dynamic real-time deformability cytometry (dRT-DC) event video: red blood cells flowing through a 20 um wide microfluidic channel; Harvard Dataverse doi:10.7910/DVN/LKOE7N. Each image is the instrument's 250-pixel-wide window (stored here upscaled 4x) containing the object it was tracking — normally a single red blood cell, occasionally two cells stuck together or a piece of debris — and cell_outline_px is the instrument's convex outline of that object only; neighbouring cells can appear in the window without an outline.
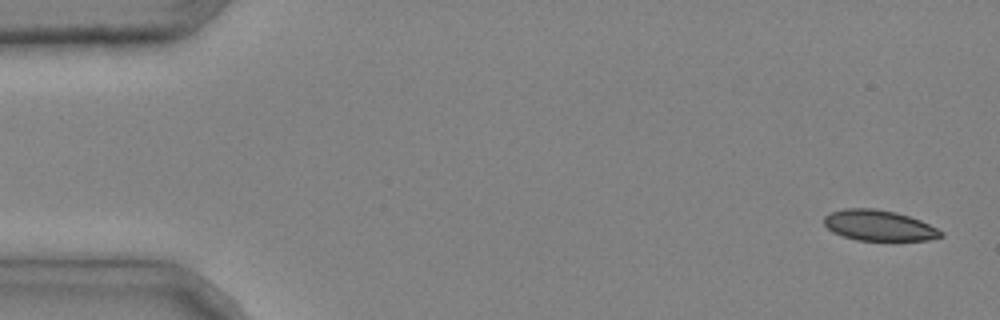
{"species": "common noctule bat (a hibernating species)", "species_latin": "Nyctalus noctula", "temperature_condition": "cold", "stored_images_in_passage": 2, "segment_of_instrument_passage": [2, 2], "camera_frame_rate_fps": 3000, "um_per_image_px": 0.085, "animal": {"sex": "male", "body_mass_g": 20.4}, "frame": {"image": 1, "passage_image": 2, "time_ms": 0.333, "image_size_px": [1000, 320], "cell_outline_px": [[944, 236], [928, 240], [856, 240], [832, 232], [824, 224], [824, 216], [832, 212], [844, 208], [876, 208], [896, 212], [920, 220], [944, 232]], "centroid_in_image_um": [74.7, 19.16], "position_along_channel_um": 10.3, "area_um2": 20.81}}